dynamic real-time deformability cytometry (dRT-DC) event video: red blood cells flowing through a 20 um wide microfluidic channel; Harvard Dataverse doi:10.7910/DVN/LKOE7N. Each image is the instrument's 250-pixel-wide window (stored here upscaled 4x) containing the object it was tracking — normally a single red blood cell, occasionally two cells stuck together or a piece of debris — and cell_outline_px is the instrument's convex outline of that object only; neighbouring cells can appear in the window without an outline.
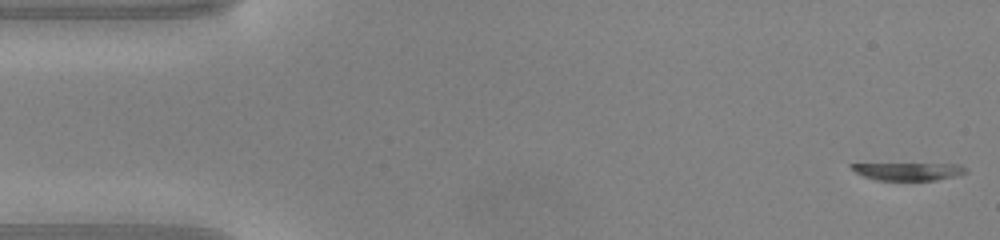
{"species": "common noctule bat (a hibernating species)", "species_latin": "Nyctalus noctula", "temperature_condition": "warm", "stored_images_in_passage": 1, "camera_frame_rate_fps": 3000, "um_per_image_px": 0.085, "animal": {"sex": "male", "body_mass_g": 20.0, "forearm_length_mm": 53.3}, "frame": {"image": 1, "passage_image": 1, "time_ms": 0.0, "image_size_px": [1000, 240], "cell_outline_px": [[968, 172], [956, 176], [936, 180], [876, 180], [864, 176], [856, 172], [848, 164], [960, 164], [968, 168]], "centroid_in_image_um": [77.3, 14.56], "position_along_channel_um": 7.7, "area_um2": 11.73}}